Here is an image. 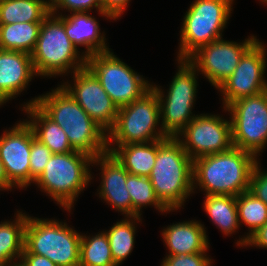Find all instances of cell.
Listing matches in <instances>:
<instances>
[{
	"label": "cell",
	"mask_w": 267,
	"mask_h": 266,
	"mask_svg": "<svg viewBox=\"0 0 267 266\" xmlns=\"http://www.w3.org/2000/svg\"><path fill=\"white\" fill-rule=\"evenodd\" d=\"M88 13V14H87ZM65 32L69 40L77 48L85 46L86 58L100 52L109 51L105 43V36L101 35L99 24L89 12H73L70 16H62Z\"/></svg>",
	"instance_id": "obj_19"
},
{
	"label": "cell",
	"mask_w": 267,
	"mask_h": 266,
	"mask_svg": "<svg viewBox=\"0 0 267 266\" xmlns=\"http://www.w3.org/2000/svg\"><path fill=\"white\" fill-rule=\"evenodd\" d=\"M257 162L252 153L234 146L227 151L199 157L193 160V190L198 184L205 195L238 196L249 190Z\"/></svg>",
	"instance_id": "obj_2"
},
{
	"label": "cell",
	"mask_w": 267,
	"mask_h": 266,
	"mask_svg": "<svg viewBox=\"0 0 267 266\" xmlns=\"http://www.w3.org/2000/svg\"><path fill=\"white\" fill-rule=\"evenodd\" d=\"M36 104L50 119L62 127L74 151L92 158L108 151L107 134L62 87L26 103Z\"/></svg>",
	"instance_id": "obj_1"
},
{
	"label": "cell",
	"mask_w": 267,
	"mask_h": 266,
	"mask_svg": "<svg viewBox=\"0 0 267 266\" xmlns=\"http://www.w3.org/2000/svg\"><path fill=\"white\" fill-rule=\"evenodd\" d=\"M258 40L243 54L238 66L218 88L223 94L224 109L238 99L254 96L267 90L263 74L266 68V49Z\"/></svg>",
	"instance_id": "obj_14"
},
{
	"label": "cell",
	"mask_w": 267,
	"mask_h": 266,
	"mask_svg": "<svg viewBox=\"0 0 267 266\" xmlns=\"http://www.w3.org/2000/svg\"><path fill=\"white\" fill-rule=\"evenodd\" d=\"M11 266H21V265H20L18 262L15 263V264H14V262H13V264H12Z\"/></svg>",
	"instance_id": "obj_39"
},
{
	"label": "cell",
	"mask_w": 267,
	"mask_h": 266,
	"mask_svg": "<svg viewBox=\"0 0 267 266\" xmlns=\"http://www.w3.org/2000/svg\"><path fill=\"white\" fill-rule=\"evenodd\" d=\"M162 236L169 249V255L206 252L209 245L204 226L193 220L168 226L162 232Z\"/></svg>",
	"instance_id": "obj_20"
},
{
	"label": "cell",
	"mask_w": 267,
	"mask_h": 266,
	"mask_svg": "<svg viewBox=\"0 0 267 266\" xmlns=\"http://www.w3.org/2000/svg\"><path fill=\"white\" fill-rule=\"evenodd\" d=\"M32 143V127L20 122L0 137V160L8 180L18 188L30 184V151Z\"/></svg>",
	"instance_id": "obj_16"
},
{
	"label": "cell",
	"mask_w": 267,
	"mask_h": 266,
	"mask_svg": "<svg viewBox=\"0 0 267 266\" xmlns=\"http://www.w3.org/2000/svg\"><path fill=\"white\" fill-rule=\"evenodd\" d=\"M19 261L21 266H57L47 257L32 253H22Z\"/></svg>",
	"instance_id": "obj_36"
},
{
	"label": "cell",
	"mask_w": 267,
	"mask_h": 266,
	"mask_svg": "<svg viewBox=\"0 0 267 266\" xmlns=\"http://www.w3.org/2000/svg\"><path fill=\"white\" fill-rule=\"evenodd\" d=\"M107 148L129 174L148 177L155 164L158 140L118 145L117 148L107 146Z\"/></svg>",
	"instance_id": "obj_21"
},
{
	"label": "cell",
	"mask_w": 267,
	"mask_h": 266,
	"mask_svg": "<svg viewBox=\"0 0 267 266\" xmlns=\"http://www.w3.org/2000/svg\"><path fill=\"white\" fill-rule=\"evenodd\" d=\"M127 218L114 224L109 231H105L108 236L111 255L118 266L133 249L136 229L133 222L141 221L140 216H128Z\"/></svg>",
	"instance_id": "obj_28"
},
{
	"label": "cell",
	"mask_w": 267,
	"mask_h": 266,
	"mask_svg": "<svg viewBox=\"0 0 267 266\" xmlns=\"http://www.w3.org/2000/svg\"><path fill=\"white\" fill-rule=\"evenodd\" d=\"M51 13L57 14L59 8L67 9L68 12H88L94 7L97 8L99 14L104 17L113 19L108 13L102 11V4L100 0H50Z\"/></svg>",
	"instance_id": "obj_32"
},
{
	"label": "cell",
	"mask_w": 267,
	"mask_h": 266,
	"mask_svg": "<svg viewBox=\"0 0 267 266\" xmlns=\"http://www.w3.org/2000/svg\"><path fill=\"white\" fill-rule=\"evenodd\" d=\"M233 0H196L185 13L181 28L179 59H188L194 52L222 38L232 11Z\"/></svg>",
	"instance_id": "obj_8"
},
{
	"label": "cell",
	"mask_w": 267,
	"mask_h": 266,
	"mask_svg": "<svg viewBox=\"0 0 267 266\" xmlns=\"http://www.w3.org/2000/svg\"><path fill=\"white\" fill-rule=\"evenodd\" d=\"M100 164L101 186L99 196L127 217L132 216V201L126 188L129 173L117 158L109 151L92 159V164Z\"/></svg>",
	"instance_id": "obj_17"
},
{
	"label": "cell",
	"mask_w": 267,
	"mask_h": 266,
	"mask_svg": "<svg viewBox=\"0 0 267 266\" xmlns=\"http://www.w3.org/2000/svg\"><path fill=\"white\" fill-rule=\"evenodd\" d=\"M86 67L96 76L118 109L140 98L151 88L148 81L110 50L88 57Z\"/></svg>",
	"instance_id": "obj_10"
},
{
	"label": "cell",
	"mask_w": 267,
	"mask_h": 266,
	"mask_svg": "<svg viewBox=\"0 0 267 266\" xmlns=\"http://www.w3.org/2000/svg\"><path fill=\"white\" fill-rule=\"evenodd\" d=\"M259 162L256 163L250 178L249 191L267 205V171H260Z\"/></svg>",
	"instance_id": "obj_34"
},
{
	"label": "cell",
	"mask_w": 267,
	"mask_h": 266,
	"mask_svg": "<svg viewBox=\"0 0 267 266\" xmlns=\"http://www.w3.org/2000/svg\"><path fill=\"white\" fill-rule=\"evenodd\" d=\"M81 236L66 223L27 216L22 253L42 255L57 266H79Z\"/></svg>",
	"instance_id": "obj_6"
},
{
	"label": "cell",
	"mask_w": 267,
	"mask_h": 266,
	"mask_svg": "<svg viewBox=\"0 0 267 266\" xmlns=\"http://www.w3.org/2000/svg\"><path fill=\"white\" fill-rule=\"evenodd\" d=\"M225 109L231 114L233 146L257 157L267 143V90L238 99Z\"/></svg>",
	"instance_id": "obj_11"
},
{
	"label": "cell",
	"mask_w": 267,
	"mask_h": 266,
	"mask_svg": "<svg viewBox=\"0 0 267 266\" xmlns=\"http://www.w3.org/2000/svg\"><path fill=\"white\" fill-rule=\"evenodd\" d=\"M159 122L158 96L151 87L140 98L119 108L116 122L107 133V146L113 142L118 146L168 138L161 128L156 131Z\"/></svg>",
	"instance_id": "obj_7"
},
{
	"label": "cell",
	"mask_w": 267,
	"mask_h": 266,
	"mask_svg": "<svg viewBox=\"0 0 267 266\" xmlns=\"http://www.w3.org/2000/svg\"><path fill=\"white\" fill-rule=\"evenodd\" d=\"M69 40L62 14L50 13L41 23L36 46L31 53L36 75H63L69 68L72 73L86 67V57Z\"/></svg>",
	"instance_id": "obj_4"
},
{
	"label": "cell",
	"mask_w": 267,
	"mask_h": 266,
	"mask_svg": "<svg viewBox=\"0 0 267 266\" xmlns=\"http://www.w3.org/2000/svg\"><path fill=\"white\" fill-rule=\"evenodd\" d=\"M239 223L244 222L249 227V234L236 244L247 246L248 239L267 223V205L253 195L249 190L236 196Z\"/></svg>",
	"instance_id": "obj_27"
},
{
	"label": "cell",
	"mask_w": 267,
	"mask_h": 266,
	"mask_svg": "<svg viewBox=\"0 0 267 266\" xmlns=\"http://www.w3.org/2000/svg\"><path fill=\"white\" fill-rule=\"evenodd\" d=\"M125 185L131 196L132 217L141 216L140 210L145 205H153L160 212L169 211L156 196L148 177L129 174Z\"/></svg>",
	"instance_id": "obj_30"
},
{
	"label": "cell",
	"mask_w": 267,
	"mask_h": 266,
	"mask_svg": "<svg viewBox=\"0 0 267 266\" xmlns=\"http://www.w3.org/2000/svg\"><path fill=\"white\" fill-rule=\"evenodd\" d=\"M254 36L243 43L222 38L199 48L187 60L217 89L233 74L243 54L257 41Z\"/></svg>",
	"instance_id": "obj_13"
},
{
	"label": "cell",
	"mask_w": 267,
	"mask_h": 266,
	"mask_svg": "<svg viewBox=\"0 0 267 266\" xmlns=\"http://www.w3.org/2000/svg\"><path fill=\"white\" fill-rule=\"evenodd\" d=\"M193 160L176 137L158 140L153 169L148 176L160 202L178 210L193 191Z\"/></svg>",
	"instance_id": "obj_3"
},
{
	"label": "cell",
	"mask_w": 267,
	"mask_h": 266,
	"mask_svg": "<svg viewBox=\"0 0 267 266\" xmlns=\"http://www.w3.org/2000/svg\"><path fill=\"white\" fill-rule=\"evenodd\" d=\"M50 149L38 139L35 138L32 130V143L29 157L30 163V183H34L37 178L43 173L46 164L52 156Z\"/></svg>",
	"instance_id": "obj_31"
},
{
	"label": "cell",
	"mask_w": 267,
	"mask_h": 266,
	"mask_svg": "<svg viewBox=\"0 0 267 266\" xmlns=\"http://www.w3.org/2000/svg\"><path fill=\"white\" fill-rule=\"evenodd\" d=\"M79 266H118L111 255L105 232L94 237L81 236Z\"/></svg>",
	"instance_id": "obj_29"
},
{
	"label": "cell",
	"mask_w": 267,
	"mask_h": 266,
	"mask_svg": "<svg viewBox=\"0 0 267 266\" xmlns=\"http://www.w3.org/2000/svg\"><path fill=\"white\" fill-rule=\"evenodd\" d=\"M34 75L31 54L0 49V105L25 90Z\"/></svg>",
	"instance_id": "obj_18"
},
{
	"label": "cell",
	"mask_w": 267,
	"mask_h": 266,
	"mask_svg": "<svg viewBox=\"0 0 267 266\" xmlns=\"http://www.w3.org/2000/svg\"><path fill=\"white\" fill-rule=\"evenodd\" d=\"M42 22L0 24V49L31 54Z\"/></svg>",
	"instance_id": "obj_24"
},
{
	"label": "cell",
	"mask_w": 267,
	"mask_h": 266,
	"mask_svg": "<svg viewBox=\"0 0 267 266\" xmlns=\"http://www.w3.org/2000/svg\"><path fill=\"white\" fill-rule=\"evenodd\" d=\"M247 245L267 248V223L248 239Z\"/></svg>",
	"instance_id": "obj_37"
},
{
	"label": "cell",
	"mask_w": 267,
	"mask_h": 266,
	"mask_svg": "<svg viewBox=\"0 0 267 266\" xmlns=\"http://www.w3.org/2000/svg\"><path fill=\"white\" fill-rule=\"evenodd\" d=\"M16 218L14 223L5 221L0 224V266L12 265L13 260L21 259L24 251L27 215L18 212Z\"/></svg>",
	"instance_id": "obj_25"
},
{
	"label": "cell",
	"mask_w": 267,
	"mask_h": 266,
	"mask_svg": "<svg viewBox=\"0 0 267 266\" xmlns=\"http://www.w3.org/2000/svg\"><path fill=\"white\" fill-rule=\"evenodd\" d=\"M13 186L14 185L8 180V177L4 169V165L0 160V190H9Z\"/></svg>",
	"instance_id": "obj_38"
},
{
	"label": "cell",
	"mask_w": 267,
	"mask_h": 266,
	"mask_svg": "<svg viewBox=\"0 0 267 266\" xmlns=\"http://www.w3.org/2000/svg\"><path fill=\"white\" fill-rule=\"evenodd\" d=\"M73 75V87L68 83L61 86L88 113L90 118L108 133L116 122L118 107L87 67L75 71Z\"/></svg>",
	"instance_id": "obj_15"
},
{
	"label": "cell",
	"mask_w": 267,
	"mask_h": 266,
	"mask_svg": "<svg viewBox=\"0 0 267 266\" xmlns=\"http://www.w3.org/2000/svg\"><path fill=\"white\" fill-rule=\"evenodd\" d=\"M92 159L78 151L52 154L35 184L70 211L76 197L92 179L88 167Z\"/></svg>",
	"instance_id": "obj_5"
},
{
	"label": "cell",
	"mask_w": 267,
	"mask_h": 266,
	"mask_svg": "<svg viewBox=\"0 0 267 266\" xmlns=\"http://www.w3.org/2000/svg\"><path fill=\"white\" fill-rule=\"evenodd\" d=\"M205 252L186 255H167L161 266H211Z\"/></svg>",
	"instance_id": "obj_33"
},
{
	"label": "cell",
	"mask_w": 267,
	"mask_h": 266,
	"mask_svg": "<svg viewBox=\"0 0 267 266\" xmlns=\"http://www.w3.org/2000/svg\"><path fill=\"white\" fill-rule=\"evenodd\" d=\"M204 209L210 219L225 235L232 234L238 229L239 217L236 196L205 195Z\"/></svg>",
	"instance_id": "obj_26"
},
{
	"label": "cell",
	"mask_w": 267,
	"mask_h": 266,
	"mask_svg": "<svg viewBox=\"0 0 267 266\" xmlns=\"http://www.w3.org/2000/svg\"><path fill=\"white\" fill-rule=\"evenodd\" d=\"M176 138L192 160L227 151L233 146L231 121L217 115H196Z\"/></svg>",
	"instance_id": "obj_12"
},
{
	"label": "cell",
	"mask_w": 267,
	"mask_h": 266,
	"mask_svg": "<svg viewBox=\"0 0 267 266\" xmlns=\"http://www.w3.org/2000/svg\"><path fill=\"white\" fill-rule=\"evenodd\" d=\"M50 13V0H0V24L43 22Z\"/></svg>",
	"instance_id": "obj_23"
},
{
	"label": "cell",
	"mask_w": 267,
	"mask_h": 266,
	"mask_svg": "<svg viewBox=\"0 0 267 266\" xmlns=\"http://www.w3.org/2000/svg\"><path fill=\"white\" fill-rule=\"evenodd\" d=\"M29 114L27 123L32 127L35 138L45 144L53 154L74 151L68 141L66 133L57 123L50 119L36 104L23 107Z\"/></svg>",
	"instance_id": "obj_22"
},
{
	"label": "cell",
	"mask_w": 267,
	"mask_h": 266,
	"mask_svg": "<svg viewBox=\"0 0 267 266\" xmlns=\"http://www.w3.org/2000/svg\"><path fill=\"white\" fill-rule=\"evenodd\" d=\"M178 61L180 67L166 97L160 87L151 84L160 105V128L168 137H176L195 117L191 111L197 92L196 68L187 59Z\"/></svg>",
	"instance_id": "obj_9"
},
{
	"label": "cell",
	"mask_w": 267,
	"mask_h": 266,
	"mask_svg": "<svg viewBox=\"0 0 267 266\" xmlns=\"http://www.w3.org/2000/svg\"><path fill=\"white\" fill-rule=\"evenodd\" d=\"M261 2H264V3H266L267 4V0H260Z\"/></svg>",
	"instance_id": "obj_40"
},
{
	"label": "cell",
	"mask_w": 267,
	"mask_h": 266,
	"mask_svg": "<svg viewBox=\"0 0 267 266\" xmlns=\"http://www.w3.org/2000/svg\"><path fill=\"white\" fill-rule=\"evenodd\" d=\"M102 11L108 13L114 20L117 19L126 8L130 0H100Z\"/></svg>",
	"instance_id": "obj_35"
}]
</instances>
